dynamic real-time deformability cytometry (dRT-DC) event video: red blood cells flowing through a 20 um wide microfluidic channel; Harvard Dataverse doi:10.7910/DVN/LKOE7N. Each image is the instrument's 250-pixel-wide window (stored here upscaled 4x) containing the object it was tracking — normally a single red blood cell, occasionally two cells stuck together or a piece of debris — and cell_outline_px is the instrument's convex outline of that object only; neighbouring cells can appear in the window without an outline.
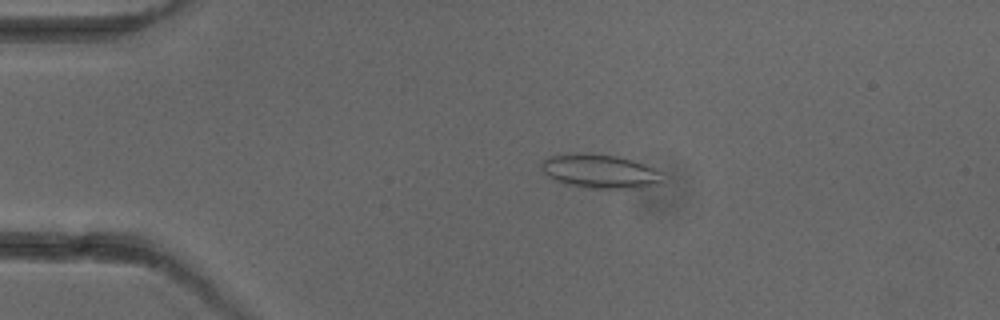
{"species": "common noctule bat (a hibernating species)", "species_latin": "Nyctalus noctula", "temperature_condition": "cold", "stored_images_in_passage": 4, "camera_frame_rate_fps": 3000, "um_per_image_px": 0.085, "animal": {"sex": "female"}, "frame": {"image": 1, "passage_image": 3, "time_ms": 3.0, "image_size_px": [1000, 320], "cell_outline_px": [[664, 184], [644, 188], [584, 188], [564, 184], [548, 176], [540, 168], [540, 160], [548, 156], [576, 152], [592, 152], [616, 156], [632, 160], [644, 164], [664, 172]], "centroid_in_image_um": [51.02, 14.55], "position_along_channel_um": 34.0, "area_um2": 24.85}}